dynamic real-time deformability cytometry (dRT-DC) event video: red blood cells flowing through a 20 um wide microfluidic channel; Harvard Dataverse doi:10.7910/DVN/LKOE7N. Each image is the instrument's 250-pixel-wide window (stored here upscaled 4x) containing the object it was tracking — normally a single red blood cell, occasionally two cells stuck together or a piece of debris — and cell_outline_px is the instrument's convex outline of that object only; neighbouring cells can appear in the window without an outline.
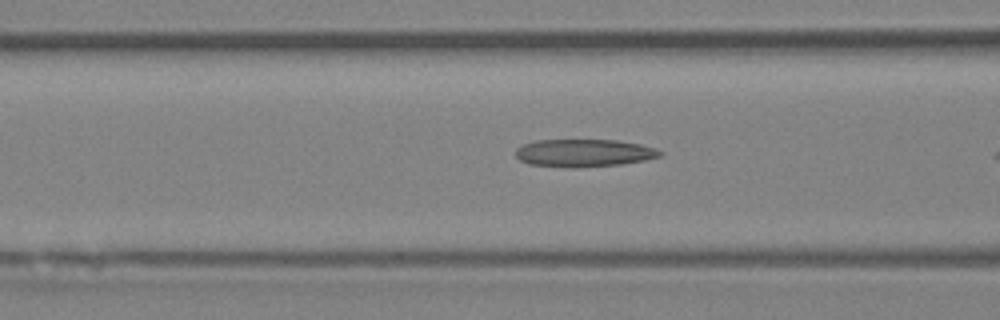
{"species": "Egyptian fruit bat (a non-hibernating species)", "species_latin": "Rousettus aegyptiacus", "temperature_condition": "room temperature", "stored_images_in_passage": 25, "camera_frame_rate_fps": 3000, "um_per_image_px": 0.085, "animal": {"sex": "female"}, "frame": {"image": 1, "passage_image": 4, "time_ms": 1.0, "image_size_px": [1000, 320], "cell_outline_px": [[664, 152], [660, 156], [644, 160], [620, 164], [576, 168], [568, 168], [528, 164], [520, 160], [516, 156], [516, 148], [524, 144], [536, 140], [616, 140], [640, 144], [656, 148]], "centroid_in_image_um": [49.62, 13.01], "position_along_channel_um": 117.0, "area_um2": 23.35}}
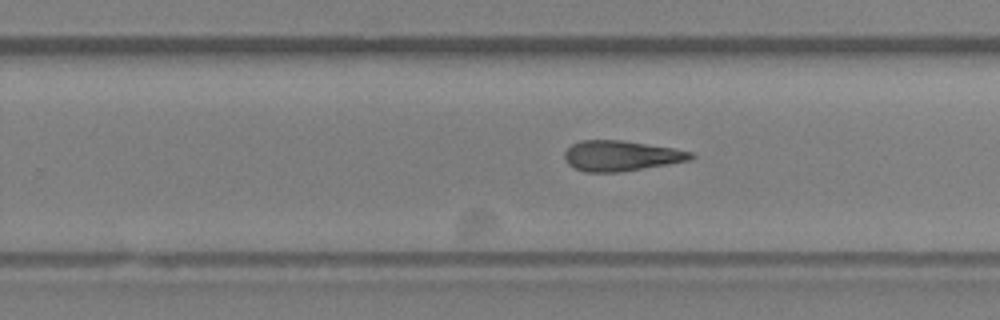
{"frame": {"image": 2, "passage_image": 16, "time_ms": 5.0, "image_size_px": [1000, 320], "cell_outline_px": [[696, 156], [692, 160], [668, 164], [616, 172], [584, 172], [568, 164], [564, 156], [564, 152], [572, 144], [580, 140], [624, 140], [672, 148], [692, 152]], "centroid_in_image_um": [52.79, 13.23], "position_along_channel_um": 277.0, "area_um2": 22.25}}
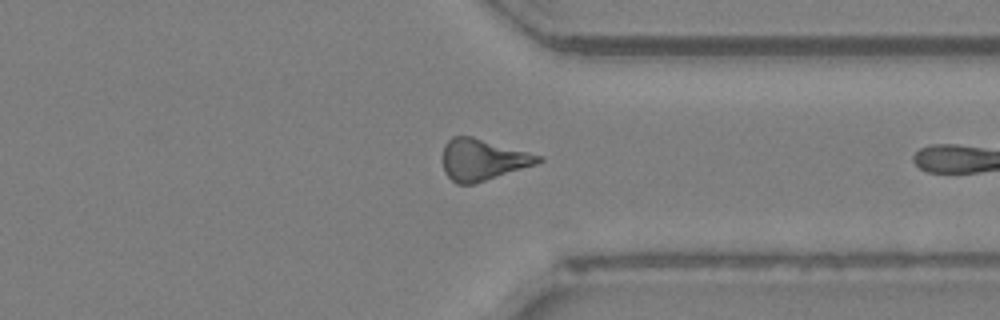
{"frame": {"image": 3, "passage_image": 23, "time_ms": 7.333, "image_size_px": [1000, 320], "cell_outline_px": [[544, 160], [536, 164], [472, 184], [456, 184], [444, 172], [444, 144], [452, 136], [472, 136], [544, 156]], "centroid_in_image_um": [41.04, 13.56], "position_along_channel_um": 370.4, "area_um2": 22.83}}